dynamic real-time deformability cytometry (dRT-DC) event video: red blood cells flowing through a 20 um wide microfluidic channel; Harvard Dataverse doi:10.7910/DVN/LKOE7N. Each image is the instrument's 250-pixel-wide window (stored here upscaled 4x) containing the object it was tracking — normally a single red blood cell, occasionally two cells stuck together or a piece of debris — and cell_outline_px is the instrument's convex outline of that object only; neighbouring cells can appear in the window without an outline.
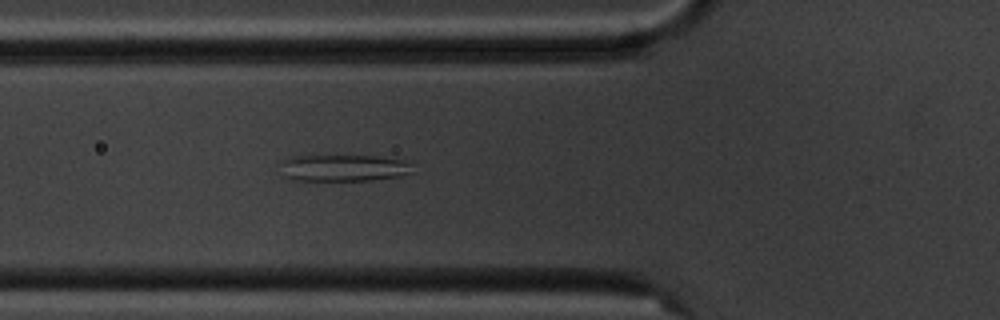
{"species": "common noctule bat (a hibernating species)", "species_latin": "Nyctalus noctula", "temperature_condition": "cold", "stored_images_in_passage": 5, "camera_frame_rate_fps": 3000, "um_per_image_px": 0.085, "animal": {"sex": "male", "body_mass_g": 20.1, "forearm_length_mm": 53.5}, "frame": {"image": 1, "passage_image": 5, "time_ms": 5.667, "image_size_px": [1000, 320], "cell_outline_px": [[412, 172], [400, 176], [372, 180], [292, 180], [284, 176], [280, 160], [292, 156], [312, 152], [376, 156], [404, 160], [408, 164]], "centroid_in_image_um": [29.07, 14.21], "position_along_channel_um": 96.7, "area_um2": 21.62}}